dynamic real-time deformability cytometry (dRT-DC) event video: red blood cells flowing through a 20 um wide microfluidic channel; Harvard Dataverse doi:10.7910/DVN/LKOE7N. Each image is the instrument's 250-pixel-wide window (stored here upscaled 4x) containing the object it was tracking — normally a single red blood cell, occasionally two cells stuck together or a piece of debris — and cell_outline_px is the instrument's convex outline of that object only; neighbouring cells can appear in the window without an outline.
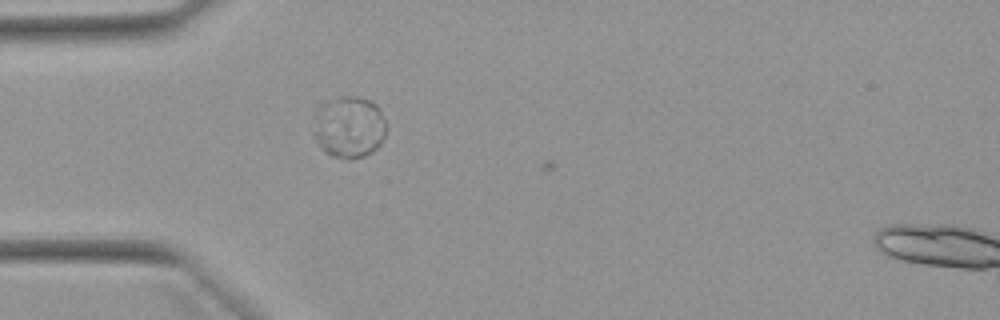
{"species": "Egyptian fruit bat (a non-hibernating species)", "species_latin": "Rousettus aegyptiacus", "temperature_condition": "warm", "stored_images_in_passage": 12, "camera_frame_rate_fps": 3000, "um_per_image_px": 0.085, "animal": {"sex": "female"}, "frame": {"image": 1, "passage_image": 11, "time_ms": 3.333, "image_size_px": [1000, 320], "cell_outline_px": [[384, 136], [380, 144], [372, 152], [364, 156], [332, 156], [324, 152], [312, 136], [312, 132], [316, 108], [320, 104], [328, 100], [340, 96], [360, 96], [376, 104], [380, 108], [384, 120]], "centroid_in_image_um": [29.61, 10.75], "position_along_channel_um": 55.4, "area_um2": 26.24}}